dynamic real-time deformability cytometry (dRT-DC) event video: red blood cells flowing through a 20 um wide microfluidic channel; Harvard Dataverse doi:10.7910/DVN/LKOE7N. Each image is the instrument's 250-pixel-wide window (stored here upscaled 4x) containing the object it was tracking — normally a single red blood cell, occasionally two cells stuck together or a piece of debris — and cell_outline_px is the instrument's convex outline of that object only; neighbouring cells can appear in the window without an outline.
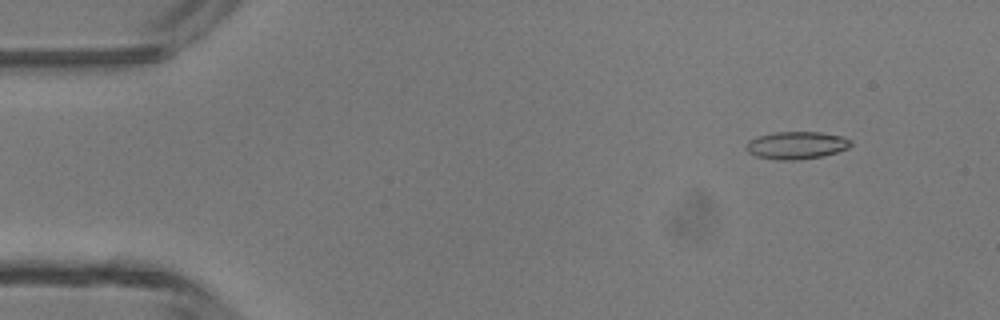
{"species": "common noctule bat (a hibernating species)", "species_latin": "Nyctalus noctula", "temperature_condition": "room temperature", "stored_images_in_passage": 44, "camera_frame_rate_fps": 3000, "um_per_image_px": 0.085, "animal": {"sex": "male", "body_mass_g": 13.3}, "frame": {"image": 1, "passage_image": 2, "time_ms": 0.333, "image_size_px": [1000, 320], "cell_outline_px": [[852, 144], [848, 148], [824, 156], [796, 160], [776, 160], [756, 156], [748, 152], [744, 148], [744, 144], [748, 140], [760, 136], [776, 132], [820, 132], [844, 136], [852, 140]], "centroid_in_image_um": [67.7, 12.35], "position_along_channel_um": 17.3, "area_um2": 16.99}}
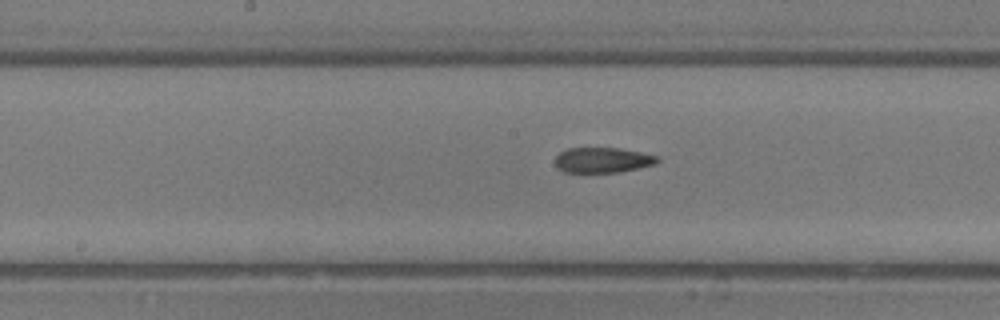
{"frame": {"image": 2, "passage_image": 21, "time_ms": 6.667, "image_size_px": [1000, 320], "cell_outline_px": [[660, 160], [656, 164], [620, 172], [564, 172], [556, 168], [556, 156], [560, 152], [568, 148], [620, 148], [660, 156]], "centroid_in_image_um": [51.25, 13.6], "position_along_channel_um": 197.0, "area_um2": 15.14}}
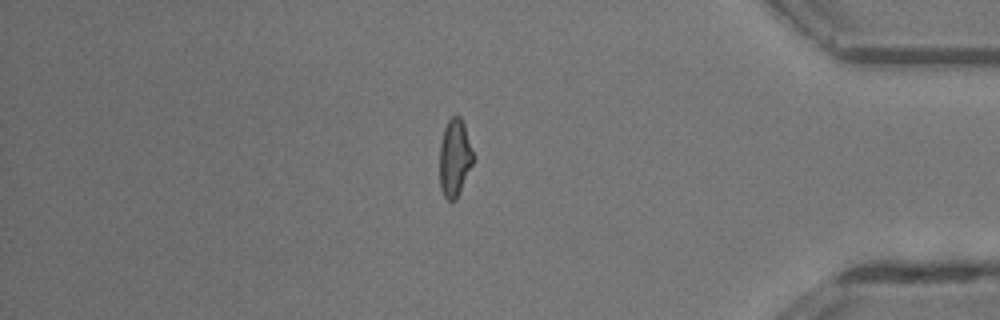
{"frame": {"image": 3, "passage_image": 37, "time_ms": 12.0, "image_size_px": [1000, 320], "cell_outline_px": [[476, 156], [456, 200], [448, 200], [444, 196], [440, 188], [440, 144], [444, 128], [448, 120], [456, 112], [460, 116], [464, 124]], "centroid_in_image_um": [38.67, 13.37], "position_along_channel_um": 396.5, "area_um2": 15.43}, "authors_computed_cell_mechanics": {"area_um2": 15.9817, "velocity_mm_per_s": 4.3881, "shape_relaxation_time_tau1_ms": null, "shape_relaxation_time_tau2_ms": 5.3788, "deformation_change_tau1": null, "deformation_change_tau2": 0.1251}}